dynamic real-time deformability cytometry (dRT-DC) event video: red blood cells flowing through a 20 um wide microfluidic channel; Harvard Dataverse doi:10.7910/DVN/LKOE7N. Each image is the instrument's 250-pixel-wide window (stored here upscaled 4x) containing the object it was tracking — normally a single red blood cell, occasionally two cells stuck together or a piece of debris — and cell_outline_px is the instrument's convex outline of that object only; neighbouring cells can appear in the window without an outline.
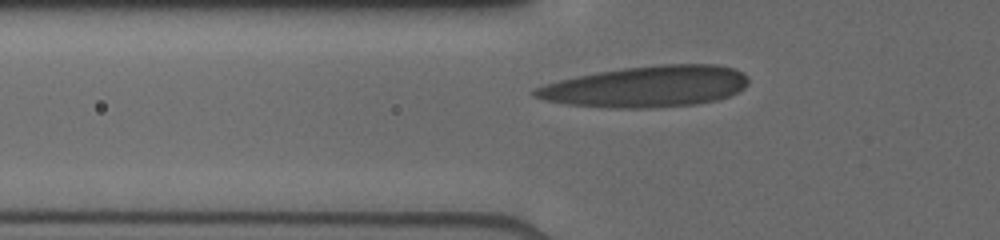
{"species": "human", "species_latin": "Homo sapiens", "temperature_condition": "cold", "stored_images_in_passage": 8, "camera_frame_rate_fps": 3000, "um_per_image_px": 0.085, "donor": {"sex": "male"}, "frame": {"image": 1, "passage_image": 2, "time_ms": 0.333, "image_size_px": [1000, 240], "cell_outline_px": [[748, 84], [744, 88], [728, 96], [716, 100], [696, 104], [652, 108], [604, 108], [568, 104], [544, 100], [532, 96], [532, 92], [536, 88], [544, 84], [576, 76], [596, 72], [624, 68], [660, 64], [716, 64], [732, 68], [748, 76]], "centroid_in_image_um": [54.93, 7.36], "position_along_channel_um": 70.9, "area_um2": 51.33}}
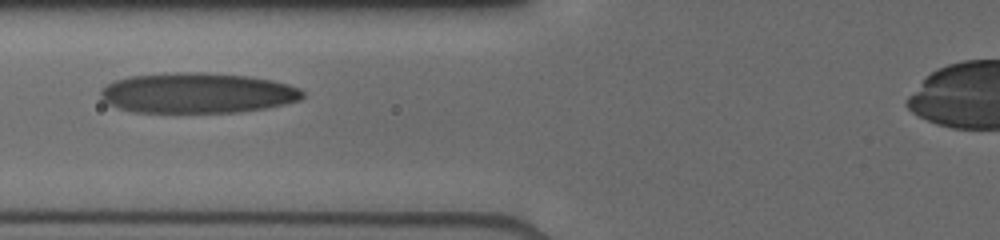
{"frame": {"image": 2, "passage_image": 4, "time_ms": 1.333, "image_size_px": [1000, 240], "cell_outline_px": [[304, 96], [300, 100], [284, 104], [264, 108], [236, 112], [136, 112], [120, 108], [108, 104], [100, 96], [100, 92], [108, 84], [116, 80], [128, 76], [176, 72], [204, 72], [248, 76], [272, 80], [288, 84], [300, 88], [304, 92]], "centroid_in_image_um": [16.8, 7.9], "position_along_channel_um": 109.0, "area_um2": 47.4}}
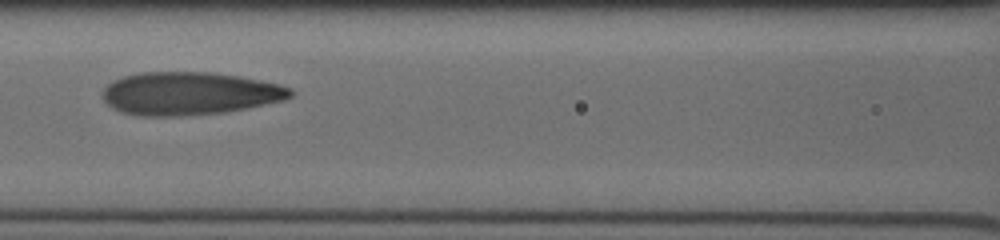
{"frame": {"image": 3, "passage_image": 6, "time_ms": 2.333, "image_size_px": [1000, 240], "cell_outline_px": [[296, 92], [292, 96], [284, 100], [224, 112], [180, 116], [140, 116], [120, 112], [112, 108], [104, 100], [104, 88], [112, 80], [124, 76], [140, 72], [212, 72], [240, 76], [280, 84], [292, 88]], "centroid_in_image_um": [16.11, 7.94], "position_along_channel_um": 150.5, "area_um2": 47.16}}